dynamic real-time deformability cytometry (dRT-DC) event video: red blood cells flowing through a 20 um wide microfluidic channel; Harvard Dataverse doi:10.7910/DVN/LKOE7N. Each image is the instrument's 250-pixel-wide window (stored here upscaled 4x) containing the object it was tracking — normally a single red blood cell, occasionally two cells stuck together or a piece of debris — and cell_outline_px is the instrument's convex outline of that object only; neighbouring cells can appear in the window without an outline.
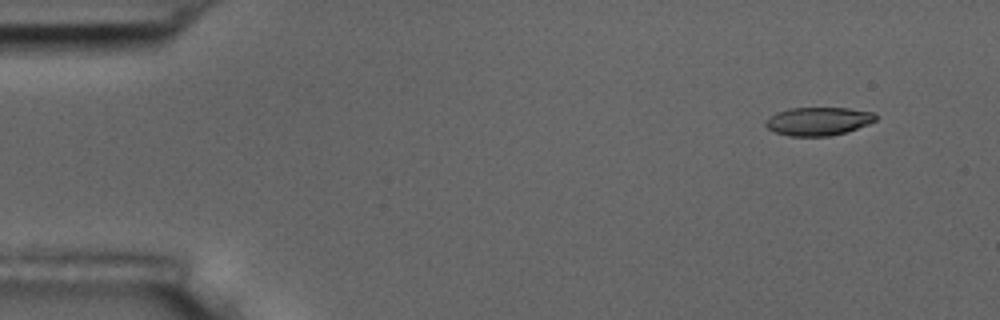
{"species": "common noctule bat (a hibernating species)", "species_latin": "Nyctalus noctula", "temperature_condition": "room temperature", "stored_images_in_passage": 4, "camera_frame_rate_fps": 3000, "um_per_image_px": 0.085, "animal": {"sex": "male", "body_mass_g": 17.5, "forearm_length_mm": 52.3}, "frame": {"image": 1, "passage_image": 1, "time_ms": 0.0, "image_size_px": [1000, 320], "cell_outline_px": [[876, 120], [868, 124], [844, 132], [828, 136], [788, 136], [776, 132], [768, 128], [764, 124], [768, 116], [776, 112], [788, 108], [848, 108], [872, 112], [876, 116]], "centroid_in_image_um": [69.5, 10.3], "position_along_channel_um": 15.5, "area_um2": 18.03}}
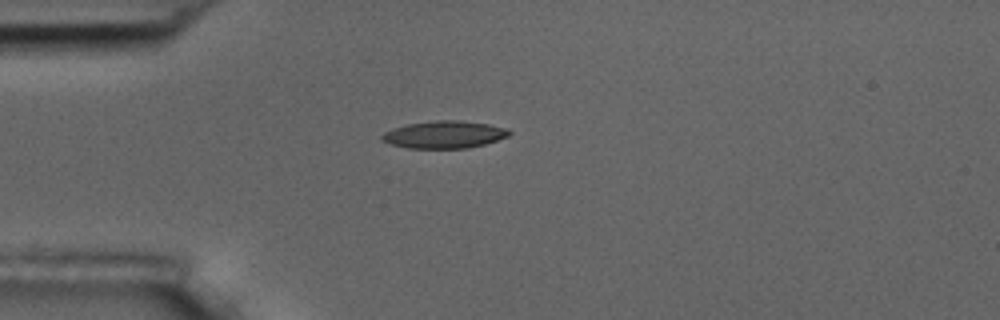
{"frame": {"image": 2, "passage_image": 4, "time_ms": 3.333, "image_size_px": [1000, 320], "cell_outline_px": [[512, 132], [508, 136], [484, 144], [468, 148], [408, 148], [392, 144], [380, 140], [380, 136], [384, 132], [392, 128], [408, 124], [436, 120], [460, 120], [488, 124], [508, 128]], "centroid_in_image_um": [37.76, 11.43], "position_along_channel_um": 47.2, "area_um2": 20.29}}